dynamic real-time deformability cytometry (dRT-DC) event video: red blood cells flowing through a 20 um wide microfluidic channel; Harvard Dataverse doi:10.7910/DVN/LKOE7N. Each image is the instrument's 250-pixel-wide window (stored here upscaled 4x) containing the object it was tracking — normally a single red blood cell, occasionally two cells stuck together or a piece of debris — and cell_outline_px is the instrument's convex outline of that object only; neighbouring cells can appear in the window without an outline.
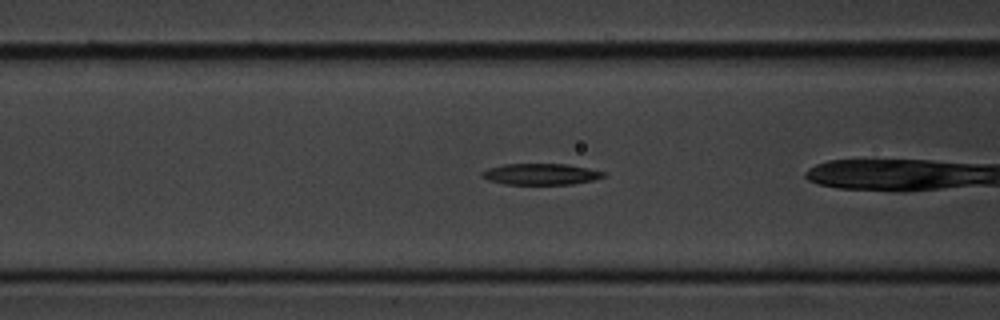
{"species": "common noctule bat (a hibernating species)", "species_latin": "Nyctalus noctula", "temperature_condition": "cold", "stored_images_in_passage": 34, "camera_frame_rate_fps": 3000, "um_per_image_px": 0.085, "animal": {"sex": "male", "body_mass_g": 20.1, "forearm_length_mm": 53.5}, "frame": {"image": 1, "passage_image": 5, "time_ms": 1.333, "image_size_px": [1000, 320], "cell_outline_px": [[604, 176], [592, 180], [572, 184], [504, 184], [488, 180], [480, 176], [480, 172], [488, 168], [504, 164], [564, 164], [588, 168], [604, 172]], "centroid_in_image_um": [45.9, 14.8], "position_along_channel_um": 120.7, "area_um2": 14.91}}
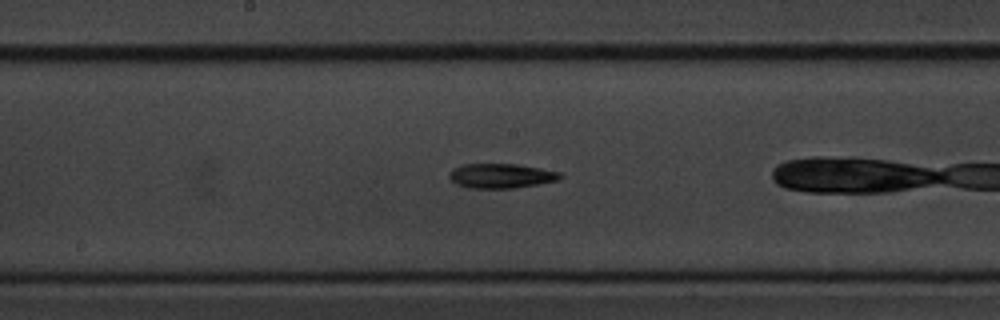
{"frame": {"image": 2, "passage_image": 12, "time_ms": 3.667, "image_size_px": [1000, 320], "cell_outline_px": [[564, 176], [560, 180], [540, 184], [512, 188], [468, 188], [456, 184], [448, 176], [448, 172], [452, 168], [464, 164], [516, 164], [540, 168], [560, 172]], "centroid_in_image_um": [42.6, 14.95], "position_along_channel_um": 205.6, "area_um2": 16.07}}
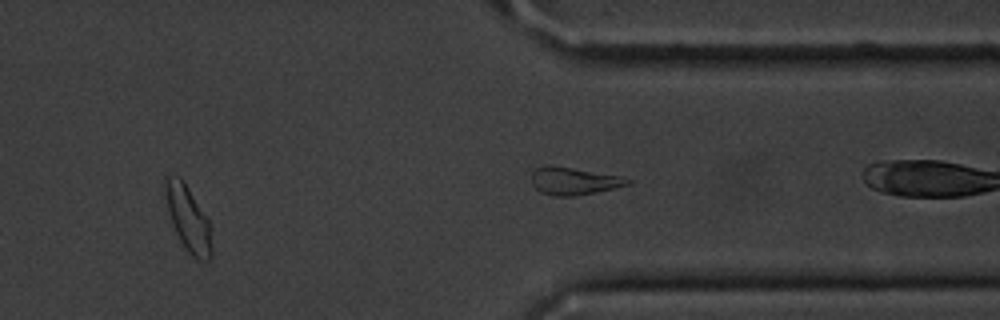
{"frame": {"image": 3, "passage_image": 25, "time_ms": 8.0, "image_size_px": [1000, 320], "cell_outline_px": [[212, 256], [208, 260], [200, 260], [192, 256], [188, 252], [180, 240], [172, 224], [168, 212], [164, 192], [164, 176], [180, 176], [184, 180], [208, 220], [212, 228]], "centroid_in_image_um": [15.99, 18.57], "position_along_channel_um": 395.4, "area_um2": 17.86}, "authors_computed_cell_mechanics": {"area_um2": 15.7505, "velocity_mm_per_s": 3.6249, "shape_relaxation_time_tau1_ms": 3.9554, "shape_relaxation_time_tau2_ms": null, "deformation_change_tau1": 0.1215, "deformation_change_tau2": null}}